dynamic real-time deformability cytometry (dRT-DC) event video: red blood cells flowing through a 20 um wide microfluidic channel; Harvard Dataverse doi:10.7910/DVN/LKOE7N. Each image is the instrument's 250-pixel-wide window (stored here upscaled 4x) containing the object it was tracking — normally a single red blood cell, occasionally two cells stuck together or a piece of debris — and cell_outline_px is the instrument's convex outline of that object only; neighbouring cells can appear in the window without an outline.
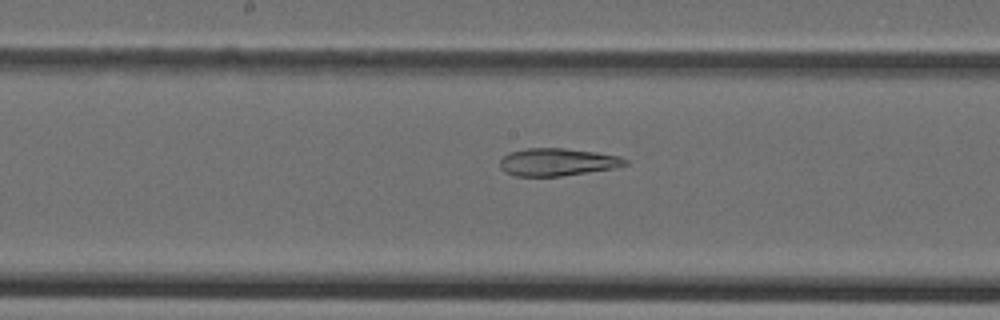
{"species": "Egyptian fruit bat (a non-hibernating species)", "species_latin": "Rousettus aegyptiacus", "temperature_condition": "cold", "stored_images_in_passage": 26, "camera_frame_rate_fps": 3000, "um_per_image_px": 0.085, "animal": {"sex": "female"}, "frame": {"image": 1, "passage_image": 12, "time_ms": 3.667, "image_size_px": [1000, 320], "cell_outline_px": [[628, 164], [616, 168], [560, 176], [516, 176], [504, 172], [500, 168], [500, 160], [504, 156], [512, 152], [524, 148], [564, 148], [596, 152], [620, 156], [628, 160]], "centroid_in_image_um": [47.39, 13.77], "position_along_channel_um": 200.8, "area_um2": 20.17}}
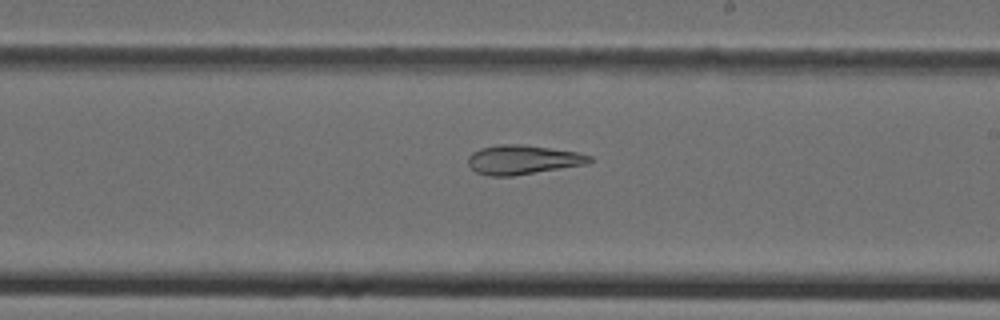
{"frame": {"image": 2, "passage_image": 15, "time_ms": 4.667, "image_size_px": [1000, 320], "cell_outline_px": [[592, 160], [588, 164], [512, 176], [488, 176], [476, 172], [468, 164], [468, 156], [472, 152], [480, 148], [496, 144], [524, 144], [576, 152], [592, 156]], "centroid_in_image_um": [44.41, 13.57], "position_along_channel_um": 244.6, "area_um2": 20.81}}